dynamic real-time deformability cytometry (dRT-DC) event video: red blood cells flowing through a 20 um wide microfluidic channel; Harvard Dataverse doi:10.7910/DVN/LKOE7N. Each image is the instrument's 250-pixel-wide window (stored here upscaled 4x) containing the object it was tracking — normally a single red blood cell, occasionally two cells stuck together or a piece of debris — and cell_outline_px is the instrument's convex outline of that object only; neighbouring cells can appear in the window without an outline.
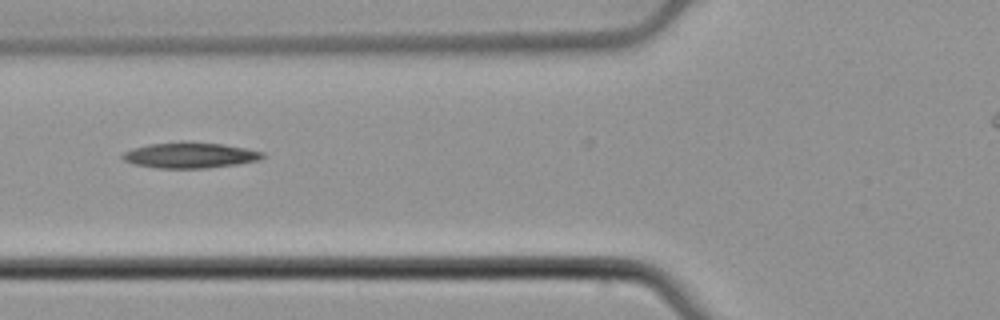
{"species": "common noctule bat (a hibernating species)", "species_latin": "Nyctalus noctula", "temperature_condition": "cold", "stored_images_in_passage": 21, "camera_frame_rate_fps": 3000, "um_per_image_px": 0.085, "animal": {"sex": "male", "body_mass_g": 21.5, "forearm_length_mm": 52.0}, "frame": {"image": 1, "passage_image": 2, "time_ms": 0.333, "image_size_px": [1000, 320], "cell_outline_px": [[264, 156], [260, 160], [240, 164], [208, 168], [156, 168], [132, 164], [124, 160], [120, 156], [124, 152], [132, 148], [148, 144], [180, 140], [188, 140], [224, 144], [264, 152]], "centroid_in_image_um": [16.13, 13.18], "position_along_channel_um": 109.7, "area_um2": 21.56}}